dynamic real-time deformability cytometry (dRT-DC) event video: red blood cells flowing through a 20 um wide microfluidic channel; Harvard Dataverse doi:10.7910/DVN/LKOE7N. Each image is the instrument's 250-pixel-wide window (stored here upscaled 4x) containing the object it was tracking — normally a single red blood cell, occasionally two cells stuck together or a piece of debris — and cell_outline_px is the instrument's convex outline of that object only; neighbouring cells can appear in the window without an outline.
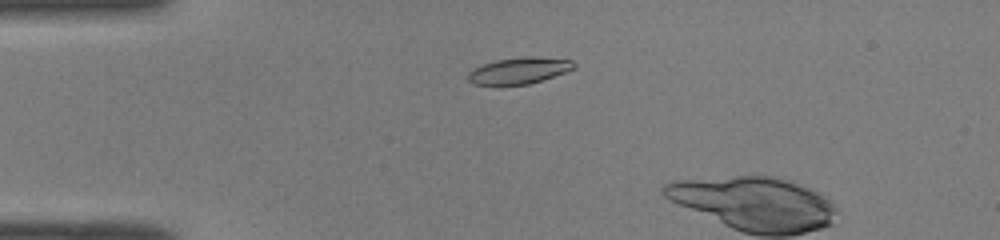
{"species": "common noctule bat (a hibernating species)", "species_latin": "Nyctalus noctula", "temperature_condition": "room temperature", "stored_images_in_passage": 6, "camera_frame_rate_fps": 3000, "um_per_image_px": 0.085, "animal": {"sex": "male", "body_mass_g": 19.0, "forearm_length_mm": 50.8}, "frame": {"image": 1, "passage_image": 4, "time_ms": 1.0, "image_size_px": [1000, 240], "cell_outline_px": [[576, 68], [568, 72], [544, 80], [528, 84], [472, 84], [468, 80], [468, 72], [472, 68], [496, 60], [528, 56], [572, 60], [576, 64]], "centroid_in_image_um": [44.17, 6.0], "position_along_channel_um": 40.8, "area_um2": 16.3}}